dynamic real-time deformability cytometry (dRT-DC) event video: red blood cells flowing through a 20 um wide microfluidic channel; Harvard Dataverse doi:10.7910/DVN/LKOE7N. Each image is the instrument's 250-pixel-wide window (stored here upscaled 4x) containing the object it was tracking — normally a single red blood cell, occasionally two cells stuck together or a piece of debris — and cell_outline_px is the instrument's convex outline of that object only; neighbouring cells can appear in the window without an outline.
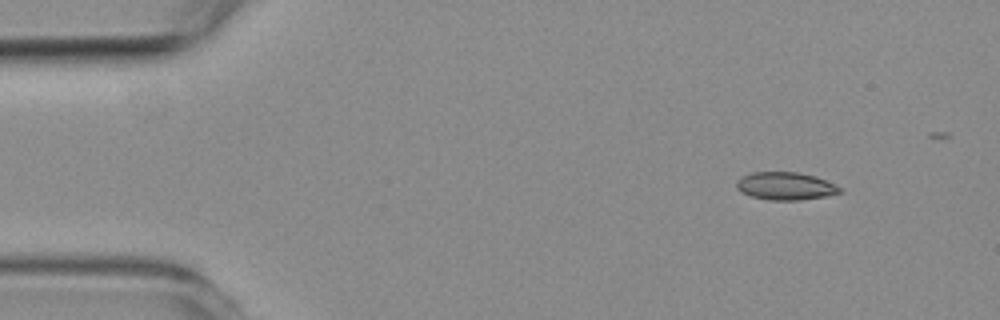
{"species": "common noctule bat (a hibernating species)", "species_latin": "Nyctalus noctula", "temperature_condition": "room temperature", "stored_images_in_passage": 4, "camera_frame_rate_fps": 3000, "um_per_image_px": 0.085, "animal": {"sex": "female", "body_mass_g": 19.3, "forearm_length_mm": 54.1}, "frame": {"image": 1, "passage_image": 1, "time_ms": 0.0, "image_size_px": [1000, 320], "cell_outline_px": [[844, 192], [824, 196], [800, 200], [768, 200], [752, 196], [740, 192], [736, 188], [736, 184], [744, 176], [752, 172], [796, 172], [816, 176], [840, 188]], "centroid_in_image_um": [66.75, 15.82], "position_along_channel_um": 18.2, "area_um2": 16.47}}
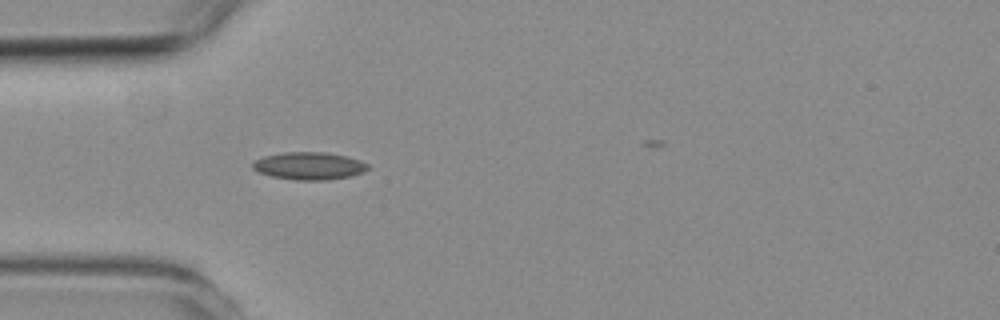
{"frame": {"image": 2, "passage_image": 4, "time_ms": 3.333, "image_size_px": [1000, 320], "cell_outline_px": [[372, 168], [364, 172], [352, 176], [328, 180], [292, 180], [272, 176], [260, 172], [252, 168], [252, 164], [256, 160], [264, 156], [284, 152], [324, 152], [348, 156], [360, 160], [368, 164]], "centroid_in_image_um": [26.34, 14.1], "position_along_channel_um": 58.7, "area_um2": 18.67}}